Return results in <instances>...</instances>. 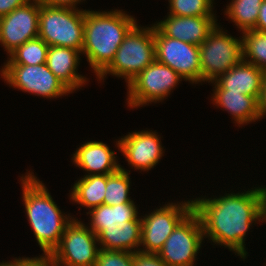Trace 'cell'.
Listing matches in <instances>:
<instances>
[{
  "instance_id": "obj_32",
  "label": "cell",
  "mask_w": 266,
  "mask_h": 266,
  "mask_svg": "<svg viewBox=\"0 0 266 266\" xmlns=\"http://www.w3.org/2000/svg\"><path fill=\"white\" fill-rule=\"evenodd\" d=\"M81 0H38L42 5H48L53 7H64V8H76V4L80 3Z\"/></svg>"
},
{
  "instance_id": "obj_18",
  "label": "cell",
  "mask_w": 266,
  "mask_h": 266,
  "mask_svg": "<svg viewBox=\"0 0 266 266\" xmlns=\"http://www.w3.org/2000/svg\"><path fill=\"white\" fill-rule=\"evenodd\" d=\"M80 53L82 52L61 46H49L47 51V67L71 91L86 83V78L76 73Z\"/></svg>"
},
{
  "instance_id": "obj_1",
  "label": "cell",
  "mask_w": 266,
  "mask_h": 266,
  "mask_svg": "<svg viewBox=\"0 0 266 266\" xmlns=\"http://www.w3.org/2000/svg\"><path fill=\"white\" fill-rule=\"evenodd\" d=\"M192 202L204 236L244 258L248 254L244 245L246 232L254 221H266V188Z\"/></svg>"
},
{
  "instance_id": "obj_9",
  "label": "cell",
  "mask_w": 266,
  "mask_h": 266,
  "mask_svg": "<svg viewBox=\"0 0 266 266\" xmlns=\"http://www.w3.org/2000/svg\"><path fill=\"white\" fill-rule=\"evenodd\" d=\"M203 237L200 218L192 210L176 226L157 254L167 266H194Z\"/></svg>"
},
{
  "instance_id": "obj_17",
  "label": "cell",
  "mask_w": 266,
  "mask_h": 266,
  "mask_svg": "<svg viewBox=\"0 0 266 266\" xmlns=\"http://www.w3.org/2000/svg\"><path fill=\"white\" fill-rule=\"evenodd\" d=\"M115 152L103 142L90 141L82 144L73 154V162L87 171V175H109L118 171Z\"/></svg>"
},
{
  "instance_id": "obj_24",
  "label": "cell",
  "mask_w": 266,
  "mask_h": 266,
  "mask_svg": "<svg viewBox=\"0 0 266 266\" xmlns=\"http://www.w3.org/2000/svg\"><path fill=\"white\" fill-rule=\"evenodd\" d=\"M242 33L243 61L266 71V32L251 29Z\"/></svg>"
},
{
  "instance_id": "obj_35",
  "label": "cell",
  "mask_w": 266,
  "mask_h": 266,
  "mask_svg": "<svg viewBox=\"0 0 266 266\" xmlns=\"http://www.w3.org/2000/svg\"><path fill=\"white\" fill-rule=\"evenodd\" d=\"M0 266H25V258H19V259H14V261L10 262H2L0 263Z\"/></svg>"
},
{
  "instance_id": "obj_34",
  "label": "cell",
  "mask_w": 266,
  "mask_h": 266,
  "mask_svg": "<svg viewBox=\"0 0 266 266\" xmlns=\"http://www.w3.org/2000/svg\"><path fill=\"white\" fill-rule=\"evenodd\" d=\"M253 29L266 32V0L262 2L261 7L259 8L257 23Z\"/></svg>"
},
{
  "instance_id": "obj_4",
  "label": "cell",
  "mask_w": 266,
  "mask_h": 266,
  "mask_svg": "<svg viewBox=\"0 0 266 266\" xmlns=\"http://www.w3.org/2000/svg\"><path fill=\"white\" fill-rule=\"evenodd\" d=\"M135 24L125 35L111 64L98 76L107 74L124 77L129 84L141 71L155 60L154 25L139 28Z\"/></svg>"
},
{
  "instance_id": "obj_2",
  "label": "cell",
  "mask_w": 266,
  "mask_h": 266,
  "mask_svg": "<svg viewBox=\"0 0 266 266\" xmlns=\"http://www.w3.org/2000/svg\"><path fill=\"white\" fill-rule=\"evenodd\" d=\"M135 24V19L121 10H85L82 54L97 77L111 64L125 35Z\"/></svg>"
},
{
  "instance_id": "obj_5",
  "label": "cell",
  "mask_w": 266,
  "mask_h": 266,
  "mask_svg": "<svg viewBox=\"0 0 266 266\" xmlns=\"http://www.w3.org/2000/svg\"><path fill=\"white\" fill-rule=\"evenodd\" d=\"M85 10L53 7L40 3L39 34L48 46H61L82 52Z\"/></svg>"
},
{
  "instance_id": "obj_27",
  "label": "cell",
  "mask_w": 266,
  "mask_h": 266,
  "mask_svg": "<svg viewBox=\"0 0 266 266\" xmlns=\"http://www.w3.org/2000/svg\"><path fill=\"white\" fill-rule=\"evenodd\" d=\"M169 3V15L214 16L213 0H169Z\"/></svg>"
},
{
  "instance_id": "obj_21",
  "label": "cell",
  "mask_w": 266,
  "mask_h": 266,
  "mask_svg": "<svg viewBox=\"0 0 266 266\" xmlns=\"http://www.w3.org/2000/svg\"><path fill=\"white\" fill-rule=\"evenodd\" d=\"M90 230L98 235L105 227L128 226V221H134L138 216L134 203H122L115 206L102 204L91 209Z\"/></svg>"
},
{
  "instance_id": "obj_13",
  "label": "cell",
  "mask_w": 266,
  "mask_h": 266,
  "mask_svg": "<svg viewBox=\"0 0 266 266\" xmlns=\"http://www.w3.org/2000/svg\"><path fill=\"white\" fill-rule=\"evenodd\" d=\"M32 2L30 0L0 18V43L8 54L38 37L40 3L38 0Z\"/></svg>"
},
{
  "instance_id": "obj_12",
  "label": "cell",
  "mask_w": 266,
  "mask_h": 266,
  "mask_svg": "<svg viewBox=\"0 0 266 266\" xmlns=\"http://www.w3.org/2000/svg\"><path fill=\"white\" fill-rule=\"evenodd\" d=\"M193 210V202L169 203L141 219V245L139 251L158 253L176 226Z\"/></svg>"
},
{
  "instance_id": "obj_8",
  "label": "cell",
  "mask_w": 266,
  "mask_h": 266,
  "mask_svg": "<svg viewBox=\"0 0 266 266\" xmlns=\"http://www.w3.org/2000/svg\"><path fill=\"white\" fill-rule=\"evenodd\" d=\"M96 243L97 235L84 223L73 219L50 256L58 266H95L100 250Z\"/></svg>"
},
{
  "instance_id": "obj_31",
  "label": "cell",
  "mask_w": 266,
  "mask_h": 266,
  "mask_svg": "<svg viewBox=\"0 0 266 266\" xmlns=\"http://www.w3.org/2000/svg\"><path fill=\"white\" fill-rule=\"evenodd\" d=\"M25 266H58L50 255L25 258Z\"/></svg>"
},
{
  "instance_id": "obj_11",
  "label": "cell",
  "mask_w": 266,
  "mask_h": 266,
  "mask_svg": "<svg viewBox=\"0 0 266 266\" xmlns=\"http://www.w3.org/2000/svg\"><path fill=\"white\" fill-rule=\"evenodd\" d=\"M1 76L10 86L45 98H57L72 91L47 67L39 65H4Z\"/></svg>"
},
{
  "instance_id": "obj_19",
  "label": "cell",
  "mask_w": 266,
  "mask_h": 266,
  "mask_svg": "<svg viewBox=\"0 0 266 266\" xmlns=\"http://www.w3.org/2000/svg\"><path fill=\"white\" fill-rule=\"evenodd\" d=\"M218 106L230 112L237 124H247L259 118V102L254 96L242 92H228L225 89H215L212 99Z\"/></svg>"
},
{
  "instance_id": "obj_10",
  "label": "cell",
  "mask_w": 266,
  "mask_h": 266,
  "mask_svg": "<svg viewBox=\"0 0 266 266\" xmlns=\"http://www.w3.org/2000/svg\"><path fill=\"white\" fill-rule=\"evenodd\" d=\"M155 60L169 66L183 79L201 82L199 46L165 36L154 25Z\"/></svg>"
},
{
  "instance_id": "obj_29",
  "label": "cell",
  "mask_w": 266,
  "mask_h": 266,
  "mask_svg": "<svg viewBox=\"0 0 266 266\" xmlns=\"http://www.w3.org/2000/svg\"><path fill=\"white\" fill-rule=\"evenodd\" d=\"M133 266H167L156 253L136 251L133 253Z\"/></svg>"
},
{
  "instance_id": "obj_7",
  "label": "cell",
  "mask_w": 266,
  "mask_h": 266,
  "mask_svg": "<svg viewBox=\"0 0 266 266\" xmlns=\"http://www.w3.org/2000/svg\"><path fill=\"white\" fill-rule=\"evenodd\" d=\"M182 79L172 68L154 60L127 85V104L135 108L164 100Z\"/></svg>"
},
{
  "instance_id": "obj_15",
  "label": "cell",
  "mask_w": 266,
  "mask_h": 266,
  "mask_svg": "<svg viewBox=\"0 0 266 266\" xmlns=\"http://www.w3.org/2000/svg\"><path fill=\"white\" fill-rule=\"evenodd\" d=\"M215 18V16L168 15L167 19L158 22L155 26L165 36L200 46L216 26Z\"/></svg>"
},
{
  "instance_id": "obj_6",
  "label": "cell",
  "mask_w": 266,
  "mask_h": 266,
  "mask_svg": "<svg viewBox=\"0 0 266 266\" xmlns=\"http://www.w3.org/2000/svg\"><path fill=\"white\" fill-rule=\"evenodd\" d=\"M199 52L201 81L212 82L243 60L242 39L225 34L216 24Z\"/></svg>"
},
{
  "instance_id": "obj_23",
  "label": "cell",
  "mask_w": 266,
  "mask_h": 266,
  "mask_svg": "<svg viewBox=\"0 0 266 266\" xmlns=\"http://www.w3.org/2000/svg\"><path fill=\"white\" fill-rule=\"evenodd\" d=\"M264 0H232L225 14L242 30H251L257 23L259 8Z\"/></svg>"
},
{
  "instance_id": "obj_16",
  "label": "cell",
  "mask_w": 266,
  "mask_h": 266,
  "mask_svg": "<svg viewBox=\"0 0 266 266\" xmlns=\"http://www.w3.org/2000/svg\"><path fill=\"white\" fill-rule=\"evenodd\" d=\"M263 73L264 71L254 64L242 60L211 83L215 84V89L242 92V94L254 96L259 100Z\"/></svg>"
},
{
  "instance_id": "obj_26",
  "label": "cell",
  "mask_w": 266,
  "mask_h": 266,
  "mask_svg": "<svg viewBox=\"0 0 266 266\" xmlns=\"http://www.w3.org/2000/svg\"><path fill=\"white\" fill-rule=\"evenodd\" d=\"M130 177L122 167L106 175V192L104 204L115 206L122 203H134L129 197Z\"/></svg>"
},
{
  "instance_id": "obj_14",
  "label": "cell",
  "mask_w": 266,
  "mask_h": 266,
  "mask_svg": "<svg viewBox=\"0 0 266 266\" xmlns=\"http://www.w3.org/2000/svg\"><path fill=\"white\" fill-rule=\"evenodd\" d=\"M161 140L155 132H133L116 142L128 163L135 169L151 170L163 156Z\"/></svg>"
},
{
  "instance_id": "obj_20",
  "label": "cell",
  "mask_w": 266,
  "mask_h": 266,
  "mask_svg": "<svg viewBox=\"0 0 266 266\" xmlns=\"http://www.w3.org/2000/svg\"><path fill=\"white\" fill-rule=\"evenodd\" d=\"M97 237L101 248L135 253L141 245V218L128 221V226L105 227Z\"/></svg>"
},
{
  "instance_id": "obj_22",
  "label": "cell",
  "mask_w": 266,
  "mask_h": 266,
  "mask_svg": "<svg viewBox=\"0 0 266 266\" xmlns=\"http://www.w3.org/2000/svg\"><path fill=\"white\" fill-rule=\"evenodd\" d=\"M106 175H85L72 188V201L93 209L104 204Z\"/></svg>"
},
{
  "instance_id": "obj_33",
  "label": "cell",
  "mask_w": 266,
  "mask_h": 266,
  "mask_svg": "<svg viewBox=\"0 0 266 266\" xmlns=\"http://www.w3.org/2000/svg\"><path fill=\"white\" fill-rule=\"evenodd\" d=\"M259 102V118L266 115V71H264L262 76L261 94L258 100Z\"/></svg>"
},
{
  "instance_id": "obj_25",
  "label": "cell",
  "mask_w": 266,
  "mask_h": 266,
  "mask_svg": "<svg viewBox=\"0 0 266 266\" xmlns=\"http://www.w3.org/2000/svg\"><path fill=\"white\" fill-rule=\"evenodd\" d=\"M48 45L39 37L26 41L9 54L5 65H39L45 64Z\"/></svg>"
},
{
  "instance_id": "obj_3",
  "label": "cell",
  "mask_w": 266,
  "mask_h": 266,
  "mask_svg": "<svg viewBox=\"0 0 266 266\" xmlns=\"http://www.w3.org/2000/svg\"><path fill=\"white\" fill-rule=\"evenodd\" d=\"M21 181L28 221L44 255H50L74 218L62 214L48 189L35 175L27 173Z\"/></svg>"
},
{
  "instance_id": "obj_28",
  "label": "cell",
  "mask_w": 266,
  "mask_h": 266,
  "mask_svg": "<svg viewBox=\"0 0 266 266\" xmlns=\"http://www.w3.org/2000/svg\"><path fill=\"white\" fill-rule=\"evenodd\" d=\"M95 266H133V252L100 248Z\"/></svg>"
},
{
  "instance_id": "obj_30",
  "label": "cell",
  "mask_w": 266,
  "mask_h": 266,
  "mask_svg": "<svg viewBox=\"0 0 266 266\" xmlns=\"http://www.w3.org/2000/svg\"><path fill=\"white\" fill-rule=\"evenodd\" d=\"M30 0H0V18L11 13L17 7L26 4Z\"/></svg>"
}]
</instances>
